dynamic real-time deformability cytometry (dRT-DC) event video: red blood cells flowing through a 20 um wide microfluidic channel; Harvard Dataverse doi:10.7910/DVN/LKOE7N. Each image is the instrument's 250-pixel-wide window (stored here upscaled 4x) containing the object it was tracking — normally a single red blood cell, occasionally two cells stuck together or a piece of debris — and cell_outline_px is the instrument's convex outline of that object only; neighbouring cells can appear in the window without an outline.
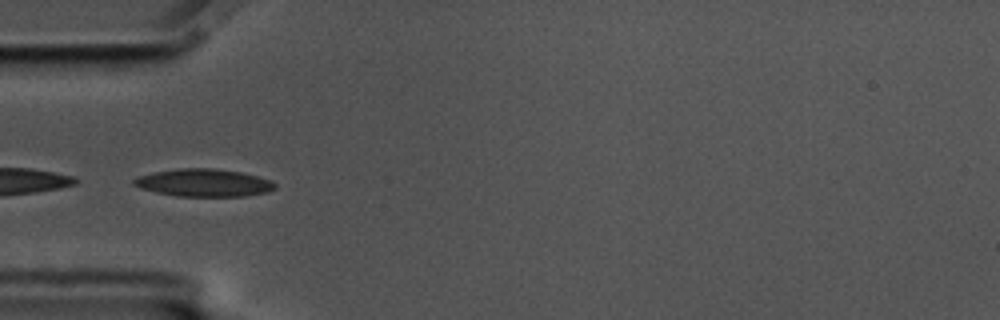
{"species": "common noctule bat (a hibernating species)", "species_latin": "Nyctalus noctula", "temperature_condition": "cold", "stored_images_in_passage": 57, "camera_frame_rate_fps": 3000, "um_per_image_px": 0.085, "animal": {"sex": "male", "body_mass_g": 17.5, "forearm_length_mm": 52.3}, "frame": {"image": 1, "passage_image": 18, "time_ms": 5.667, "image_size_px": [1000, 320], "cell_outline_px": [[276, 188], [268, 192], [244, 196], [176, 196], [156, 192], [140, 188], [132, 184], [132, 180], [136, 176], [176, 168], [212, 168], [240, 172], [272, 180], [276, 184]], "centroid_in_image_um": [17.31, 15.53], "position_along_channel_um": 67.7, "area_um2": 22.77}}
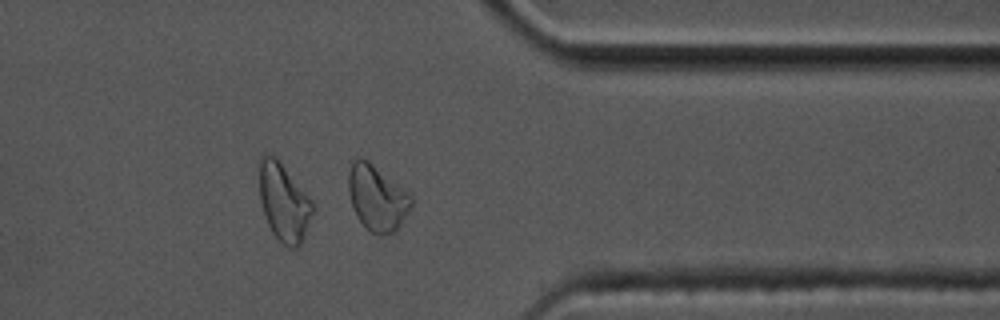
{"frame": {"image": 2, "passage_image": 46, "time_ms": 15.0, "image_size_px": [1000, 320], "cell_outline_px": [[412, 204], [408, 212], [396, 232], [372, 232], [356, 216], [352, 208], [348, 192], [348, 172], [352, 160], [356, 156], [360, 156], [368, 160], [408, 192], [412, 196]], "centroid_in_image_um": [32.02, 16.76], "position_along_channel_um": 379.4, "area_um2": 23.81}, "authors_computed_cell_mechanics": {"area_um2": 23.5824, "velocity_mm_per_s": 3.4268, "shape_relaxation_time_tau1_ms": 8.9629, "shape_relaxation_time_tau2_ms": 3.5371, "deformation_change_tau1": 0.1883, "deformation_change_tau2": 0.093}}